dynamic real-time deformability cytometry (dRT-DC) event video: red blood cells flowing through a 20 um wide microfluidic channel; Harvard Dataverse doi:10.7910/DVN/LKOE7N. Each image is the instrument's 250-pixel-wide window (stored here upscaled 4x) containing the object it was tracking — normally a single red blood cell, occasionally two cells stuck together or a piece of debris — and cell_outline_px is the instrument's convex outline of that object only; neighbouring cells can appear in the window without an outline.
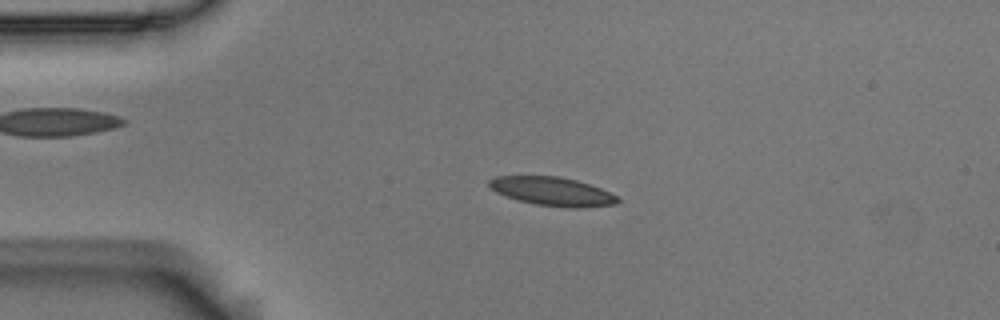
{"species": "Egyptian fruit bat (a non-hibernating species)", "species_latin": "Rousettus aegyptiacus", "temperature_condition": "room temperature", "stored_images_in_passage": 2, "camera_frame_rate_fps": 3000, "um_per_image_px": 0.085, "animal": {"sex": "male"}, "frame": {"image": 1, "passage_image": 1, "time_ms": 0.0, "image_size_px": [1000, 320], "cell_outline_px": [[620, 200], [616, 204], [580, 208], [568, 208], [536, 204], [520, 200], [496, 192], [488, 184], [488, 180], [496, 176], [560, 176], [576, 180], [600, 188], [616, 196]], "centroid_in_image_um": [46.96, 16.26], "position_along_channel_um": 38.0, "area_um2": 21.21}}